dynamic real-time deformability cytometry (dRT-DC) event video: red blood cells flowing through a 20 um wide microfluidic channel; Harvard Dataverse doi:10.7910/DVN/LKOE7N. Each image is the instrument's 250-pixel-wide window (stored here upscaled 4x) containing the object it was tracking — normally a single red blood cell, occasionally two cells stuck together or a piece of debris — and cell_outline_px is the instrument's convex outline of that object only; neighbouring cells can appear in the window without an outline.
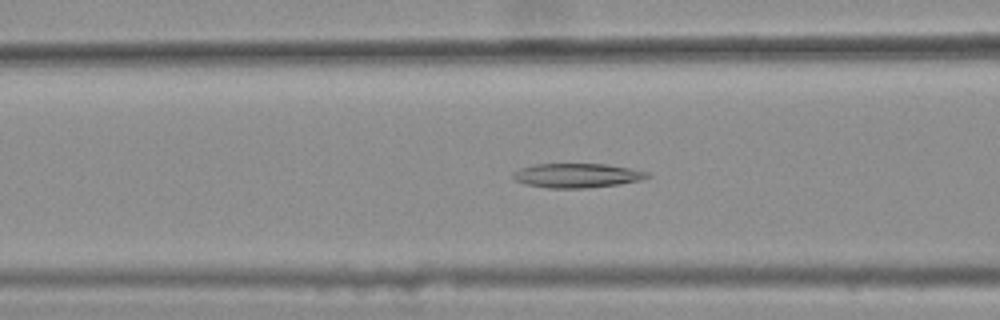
{"species": "common noctule bat (a hibernating species)", "species_latin": "Nyctalus noctula", "temperature_condition": "warm", "stored_images_in_passage": 46, "camera_frame_rate_fps": 3000, "um_per_image_px": 0.085, "animal": {"sex": "female", "body_mass_g": 25.1}, "frame": {"image": 1, "passage_image": 21, "time_ms": 6.667, "image_size_px": [1000, 320], "cell_outline_px": [[652, 176], [640, 180], [616, 184], [584, 188], [548, 188], [524, 184], [516, 180], [512, 176], [512, 172], [520, 168], [536, 164], [608, 164], [648, 172]], "centroid_in_image_um": [49.01, 14.91], "position_along_channel_um": 117.6, "area_um2": 18.9}}
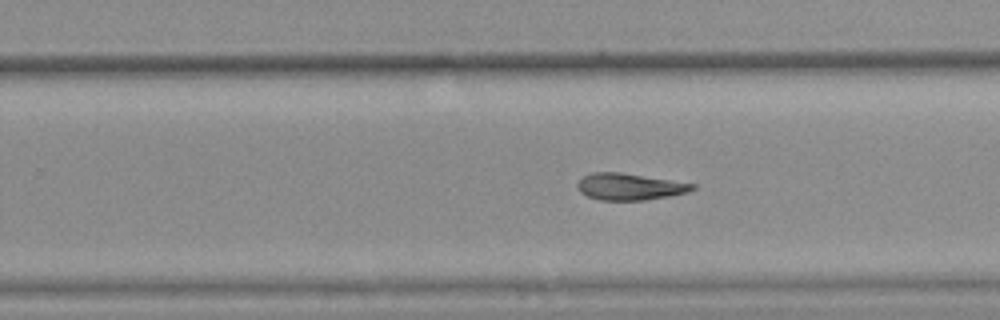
{"frame": {"image": 2, "passage_image": 34, "time_ms": 11.0, "image_size_px": [1000, 320], "cell_outline_px": [[696, 188], [688, 192], [668, 196], [644, 200], [600, 200], [588, 196], [580, 192], [576, 184], [584, 176], [592, 172], [620, 172], [696, 184]], "centroid_in_image_um": [53.51, 15.86], "position_along_channel_um": 276.3, "area_um2": 17.74}}
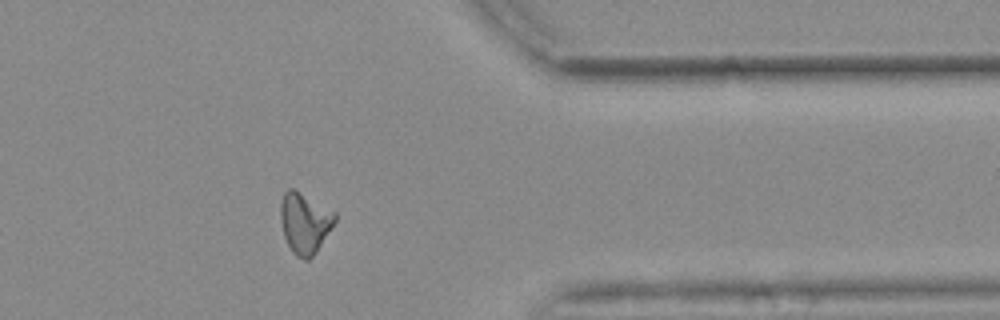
{"frame": {"image": 3, "passage_image": 44, "time_ms": 14.333, "image_size_px": [1000, 320], "cell_outline_px": [[336, 220], [316, 252], [308, 260], [304, 260], [296, 256], [292, 252], [284, 236], [280, 220], [280, 204], [284, 192], [288, 188], [292, 188], [336, 212]], "centroid_in_image_um": [25.88, 18.95], "position_along_channel_um": 385.5, "area_um2": 19.13}}